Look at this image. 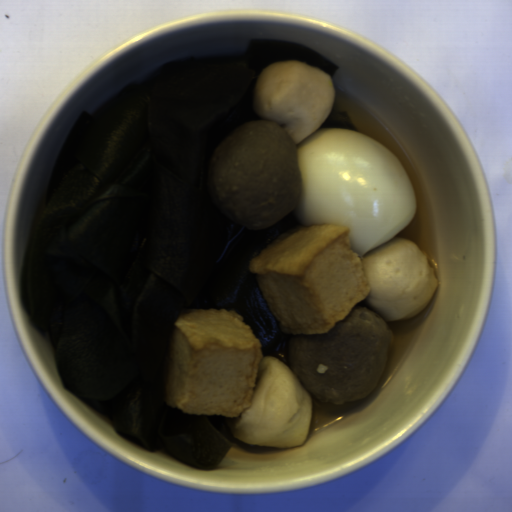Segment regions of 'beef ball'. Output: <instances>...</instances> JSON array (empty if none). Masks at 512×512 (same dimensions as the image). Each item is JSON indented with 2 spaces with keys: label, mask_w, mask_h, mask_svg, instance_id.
Returning a JSON list of instances; mask_svg holds the SVG:
<instances>
[{
  "label": "beef ball",
  "mask_w": 512,
  "mask_h": 512,
  "mask_svg": "<svg viewBox=\"0 0 512 512\" xmlns=\"http://www.w3.org/2000/svg\"><path fill=\"white\" fill-rule=\"evenodd\" d=\"M298 145L272 122L242 124L220 141L207 189L215 209L250 229H266L291 212L300 194Z\"/></svg>",
  "instance_id": "c3f7d807"
},
{
  "label": "beef ball",
  "mask_w": 512,
  "mask_h": 512,
  "mask_svg": "<svg viewBox=\"0 0 512 512\" xmlns=\"http://www.w3.org/2000/svg\"><path fill=\"white\" fill-rule=\"evenodd\" d=\"M389 322L366 306H355L328 333L292 335L288 368L311 402L345 411L375 393L390 354Z\"/></svg>",
  "instance_id": "3eea062c"
}]
</instances>
